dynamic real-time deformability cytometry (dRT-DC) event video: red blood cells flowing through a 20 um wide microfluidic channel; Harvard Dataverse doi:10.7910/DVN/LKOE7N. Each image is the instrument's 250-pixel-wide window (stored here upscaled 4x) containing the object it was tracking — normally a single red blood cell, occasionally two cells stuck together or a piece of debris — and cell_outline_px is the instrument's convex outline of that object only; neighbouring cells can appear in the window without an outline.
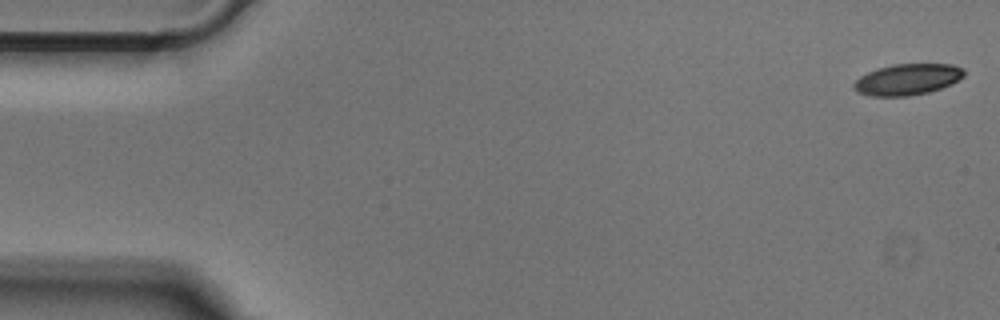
{"species": "Egyptian fruit bat (a non-hibernating species)", "species_latin": "Rousettus aegyptiacus", "temperature_condition": "cold", "stored_images_in_passage": 51, "camera_frame_rate_fps": 3000, "um_per_image_px": 0.085, "animal": {"sex": "male"}, "frame": {"image": 1, "passage_image": 1, "time_ms": 0.0, "image_size_px": [1000, 320], "cell_outline_px": [[964, 76], [940, 88], [928, 92], [908, 96], [868, 96], [856, 92], [852, 88], [852, 84], [860, 76], [868, 72], [892, 64], [952, 64], [964, 68]], "centroid_in_image_um": [77.08, 6.75], "position_along_channel_um": 7.9, "area_um2": 19.94}}
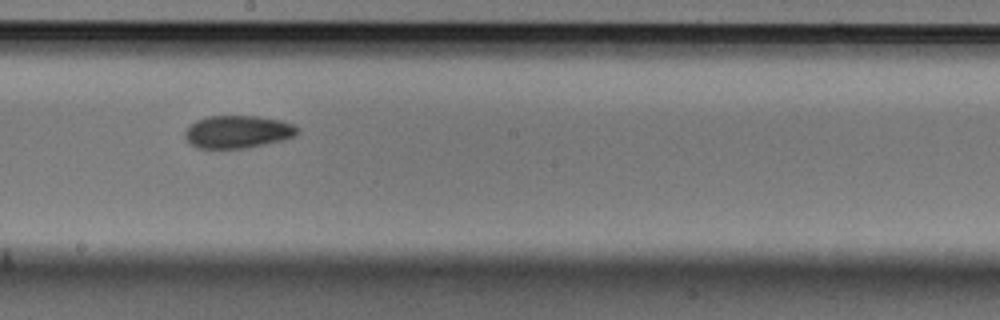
{"frame": {"image": 2, "passage_image": 28, "time_ms": 9.0, "image_size_px": [1000, 320], "cell_outline_px": [[300, 132], [296, 136], [284, 140], [248, 148], [196, 148], [184, 136], [184, 132], [196, 120], [208, 116], [260, 116], [280, 120], [292, 124], [300, 128]], "centroid_in_image_um": [20.26, 11.2], "position_along_channel_um": 227.9, "area_um2": 21.56}}
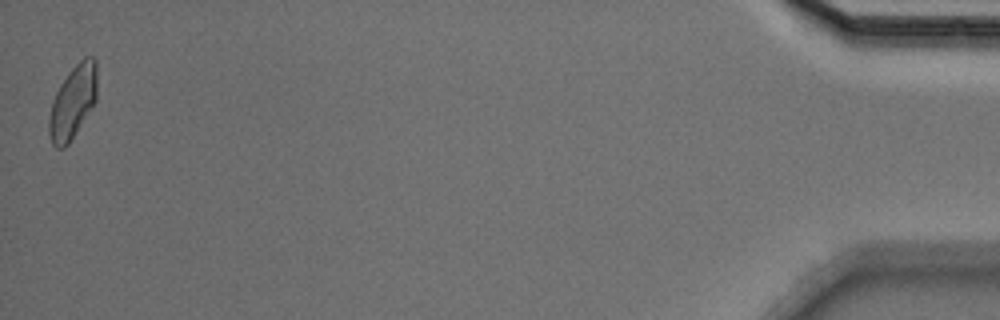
{"frame": {"image": 3, "passage_image": 51, "time_ms": 16.667, "image_size_px": [1000, 320], "cell_outline_px": [[96, 100], [68, 144], [64, 148], [56, 148], [52, 144], [48, 132], [48, 120], [52, 100], [60, 84], [68, 72], [84, 56], [92, 56], [96, 60]], "centroid_in_image_um": [6.17, 8.66], "position_along_channel_um": 429.0, "area_um2": 20.35}}